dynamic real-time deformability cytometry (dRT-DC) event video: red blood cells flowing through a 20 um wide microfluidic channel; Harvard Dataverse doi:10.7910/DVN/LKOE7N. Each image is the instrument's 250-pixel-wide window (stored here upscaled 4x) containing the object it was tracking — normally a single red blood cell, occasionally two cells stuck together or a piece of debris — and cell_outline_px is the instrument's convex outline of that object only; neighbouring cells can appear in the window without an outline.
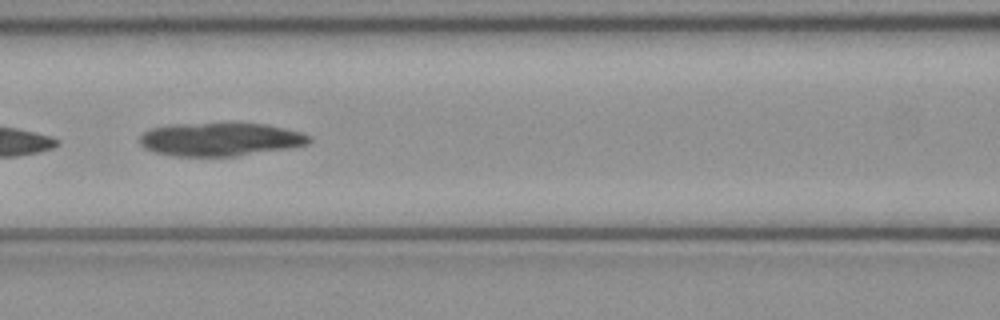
{"species": "common noctule bat (a hibernating species)", "species_latin": "Nyctalus noctula", "temperature_condition": "cold", "stored_images_in_passage": 6, "camera_frame_rate_fps": 3000, "um_per_image_px": 0.085, "animal": {"sex": "female", "body_mass_g": 21.9}, "frame": {"image": 1, "passage_image": 5, "time_ms": 1.333, "image_size_px": [1000, 320], "cell_outline_px": [[312, 140], [308, 144], [288, 148], [236, 156], [172, 156], [156, 152], [144, 148], [140, 144], [140, 136], [144, 132], [152, 128], [172, 124], [264, 124], [304, 132], [312, 136]], "centroid_in_image_um": [18.75, 11.85], "position_along_channel_um": 147.9, "area_um2": 32.71}}